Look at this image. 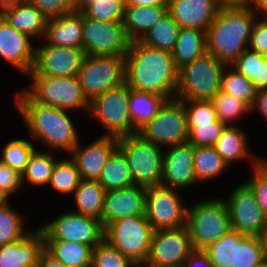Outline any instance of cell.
Returning <instances> with one entry per match:
<instances>
[{"instance_id": "1", "label": "cell", "mask_w": 267, "mask_h": 267, "mask_svg": "<svg viewBox=\"0 0 267 267\" xmlns=\"http://www.w3.org/2000/svg\"><path fill=\"white\" fill-rule=\"evenodd\" d=\"M178 72L171 52L130 42L125 54V83L130 89L175 98Z\"/></svg>"}, {"instance_id": "2", "label": "cell", "mask_w": 267, "mask_h": 267, "mask_svg": "<svg viewBox=\"0 0 267 267\" xmlns=\"http://www.w3.org/2000/svg\"><path fill=\"white\" fill-rule=\"evenodd\" d=\"M15 97L17 109L35 140H42L49 149L63 150L67 154L80 143L68 111L40 104L24 90Z\"/></svg>"}, {"instance_id": "3", "label": "cell", "mask_w": 267, "mask_h": 267, "mask_svg": "<svg viewBox=\"0 0 267 267\" xmlns=\"http://www.w3.org/2000/svg\"><path fill=\"white\" fill-rule=\"evenodd\" d=\"M258 15L250 7L221 6L207 31V52L231 65L248 48Z\"/></svg>"}, {"instance_id": "4", "label": "cell", "mask_w": 267, "mask_h": 267, "mask_svg": "<svg viewBox=\"0 0 267 267\" xmlns=\"http://www.w3.org/2000/svg\"><path fill=\"white\" fill-rule=\"evenodd\" d=\"M226 65L211 53H204L179 69L175 98L180 100H212L221 90Z\"/></svg>"}, {"instance_id": "5", "label": "cell", "mask_w": 267, "mask_h": 267, "mask_svg": "<svg viewBox=\"0 0 267 267\" xmlns=\"http://www.w3.org/2000/svg\"><path fill=\"white\" fill-rule=\"evenodd\" d=\"M187 228L193 249L204 250L231 229L224 199L199 201L187 210Z\"/></svg>"}, {"instance_id": "6", "label": "cell", "mask_w": 267, "mask_h": 267, "mask_svg": "<svg viewBox=\"0 0 267 267\" xmlns=\"http://www.w3.org/2000/svg\"><path fill=\"white\" fill-rule=\"evenodd\" d=\"M138 133L119 138L118 149L125 155L136 185H161L164 152Z\"/></svg>"}, {"instance_id": "7", "label": "cell", "mask_w": 267, "mask_h": 267, "mask_svg": "<svg viewBox=\"0 0 267 267\" xmlns=\"http://www.w3.org/2000/svg\"><path fill=\"white\" fill-rule=\"evenodd\" d=\"M153 233L146 215L128 216L111 222L104 229V240L139 264L148 259Z\"/></svg>"}, {"instance_id": "8", "label": "cell", "mask_w": 267, "mask_h": 267, "mask_svg": "<svg viewBox=\"0 0 267 267\" xmlns=\"http://www.w3.org/2000/svg\"><path fill=\"white\" fill-rule=\"evenodd\" d=\"M32 88L24 90L34 101L61 110L90 109V101L85 96L78 76L50 77L29 75Z\"/></svg>"}, {"instance_id": "9", "label": "cell", "mask_w": 267, "mask_h": 267, "mask_svg": "<svg viewBox=\"0 0 267 267\" xmlns=\"http://www.w3.org/2000/svg\"><path fill=\"white\" fill-rule=\"evenodd\" d=\"M130 88L124 82L90 102L91 118L99 120L106 136L122 137L138 133L133 128L129 111Z\"/></svg>"}, {"instance_id": "10", "label": "cell", "mask_w": 267, "mask_h": 267, "mask_svg": "<svg viewBox=\"0 0 267 267\" xmlns=\"http://www.w3.org/2000/svg\"><path fill=\"white\" fill-rule=\"evenodd\" d=\"M138 134L145 140L165 148L187 142L188 129L185 105L177 98L168 99L157 114L143 125Z\"/></svg>"}, {"instance_id": "11", "label": "cell", "mask_w": 267, "mask_h": 267, "mask_svg": "<svg viewBox=\"0 0 267 267\" xmlns=\"http://www.w3.org/2000/svg\"><path fill=\"white\" fill-rule=\"evenodd\" d=\"M78 78L85 96L91 102L125 82V55H86Z\"/></svg>"}, {"instance_id": "12", "label": "cell", "mask_w": 267, "mask_h": 267, "mask_svg": "<svg viewBox=\"0 0 267 267\" xmlns=\"http://www.w3.org/2000/svg\"><path fill=\"white\" fill-rule=\"evenodd\" d=\"M179 193L162 185L147 187L145 215L154 231L186 226L188 208Z\"/></svg>"}, {"instance_id": "13", "label": "cell", "mask_w": 267, "mask_h": 267, "mask_svg": "<svg viewBox=\"0 0 267 267\" xmlns=\"http://www.w3.org/2000/svg\"><path fill=\"white\" fill-rule=\"evenodd\" d=\"M39 228L43 231L45 240L72 241L93 248L104 240L101 220L71 210Z\"/></svg>"}, {"instance_id": "14", "label": "cell", "mask_w": 267, "mask_h": 267, "mask_svg": "<svg viewBox=\"0 0 267 267\" xmlns=\"http://www.w3.org/2000/svg\"><path fill=\"white\" fill-rule=\"evenodd\" d=\"M83 49L85 55H125L130 41L123 22H102L83 13Z\"/></svg>"}, {"instance_id": "15", "label": "cell", "mask_w": 267, "mask_h": 267, "mask_svg": "<svg viewBox=\"0 0 267 267\" xmlns=\"http://www.w3.org/2000/svg\"><path fill=\"white\" fill-rule=\"evenodd\" d=\"M228 206L231 229L246 236H261L266 230V221L256 196L251 188L242 183L225 200Z\"/></svg>"}, {"instance_id": "16", "label": "cell", "mask_w": 267, "mask_h": 267, "mask_svg": "<svg viewBox=\"0 0 267 267\" xmlns=\"http://www.w3.org/2000/svg\"><path fill=\"white\" fill-rule=\"evenodd\" d=\"M193 250L187 226L156 230L146 263L154 267H181Z\"/></svg>"}, {"instance_id": "17", "label": "cell", "mask_w": 267, "mask_h": 267, "mask_svg": "<svg viewBox=\"0 0 267 267\" xmlns=\"http://www.w3.org/2000/svg\"><path fill=\"white\" fill-rule=\"evenodd\" d=\"M85 56L84 49L45 43L36 48L33 68L28 75L78 76Z\"/></svg>"}, {"instance_id": "18", "label": "cell", "mask_w": 267, "mask_h": 267, "mask_svg": "<svg viewBox=\"0 0 267 267\" xmlns=\"http://www.w3.org/2000/svg\"><path fill=\"white\" fill-rule=\"evenodd\" d=\"M194 153L195 146L188 142L167 148V152H164L161 185L180 190L196 184Z\"/></svg>"}, {"instance_id": "19", "label": "cell", "mask_w": 267, "mask_h": 267, "mask_svg": "<svg viewBox=\"0 0 267 267\" xmlns=\"http://www.w3.org/2000/svg\"><path fill=\"white\" fill-rule=\"evenodd\" d=\"M119 147V138L103 135L86 147L78 143L69 155L83 180L98 181L102 168Z\"/></svg>"}, {"instance_id": "20", "label": "cell", "mask_w": 267, "mask_h": 267, "mask_svg": "<svg viewBox=\"0 0 267 267\" xmlns=\"http://www.w3.org/2000/svg\"><path fill=\"white\" fill-rule=\"evenodd\" d=\"M146 193L147 187L136 184L106 191L102 214L104 229L118 219L145 215Z\"/></svg>"}, {"instance_id": "21", "label": "cell", "mask_w": 267, "mask_h": 267, "mask_svg": "<svg viewBox=\"0 0 267 267\" xmlns=\"http://www.w3.org/2000/svg\"><path fill=\"white\" fill-rule=\"evenodd\" d=\"M31 37L14 29L0 15V56L15 69L29 74L32 71L36 48Z\"/></svg>"}, {"instance_id": "22", "label": "cell", "mask_w": 267, "mask_h": 267, "mask_svg": "<svg viewBox=\"0 0 267 267\" xmlns=\"http://www.w3.org/2000/svg\"><path fill=\"white\" fill-rule=\"evenodd\" d=\"M220 7L217 0H169L168 13L180 28L207 33Z\"/></svg>"}, {"instance_id": "23", "label": "cell", "mask_w": 267, "mask_h": 267, "mask_svg": "<svg viewBox=\"0 0 267 267\" xmlns=\"http://www.w3.org/2000/svg\"><path fill=\"white\" fill-rule=\"evenodd\" d=\"M45 250V238L40 228L23 239L0 246V267H37Z\"/></svg>"}, {"instance_id": "24", "label": "cell", "mask_w": 267, "mask_h": 267, "mask_svg": "<svg viewBox=\"0 0 267 267\" xmlns=\"http://www.w3.org/2000/svg\"><path fill=\"white\" fill-rule=\"evenodd\" d=\"M83 12L49 19L46 22L44 39L50 45L83 49Z\"/></svg>"}, {"instance_id": "25", "label": "cell", "mask_w": 267, "mask_h": 267, "mask_svg": "<svg viewBox=\"0 0 267 267\" xmlns=\"http://www.w3.org/2000/svg\"><path fill=\"white\" fill-rule=\"evenodd\" d=\"M0 15L17 31L31 38H44L47 20L31 3L4 8L0 10Z\"/></svg>"}, {"instance_id": "26", "label": "cell", "mask_w": 267, "mask_h": 267, "mask_svg": "<svg viewBox=\"0 0 267 267\" xmlns=\"http://www.w3.org/2000/svg\"><path fill=\"white\" fill-rule=\"evenodd\" d=\"M238 126H226L222 131L221 136L216 141L214 147L222 159L229 165L232 166L237 161L251 159L253 166H257L262 158L252 156L248 149V141L246 133L241 130Z\"/></svg>"}, {"instance_id": "27", "label": "cell", "mask_w": 267, "mask_h": 267, "mask_svg": "<svg viewBox=\"0 0 267 267\" xmlns=\"http://www.w3.org/2000/svg\"><path fill=\"white\" fill-rule=\"evenodd\" d=\"M167 13L168 6L125 7L123 24L129 41H140Z\"/></svg>"}, {"instance_id": "28", "label": "cell", "mask_w": 267, "mask_h": 267, "mask_svg": "<svg viewBox=\"0 0 267 267\" xmlns=\"http://www.w3.org/2000/svg\"><path fill=\"white\" fill-rule=\"evenodd\" d=\"M207 52V33L202 30L180 28L177 43L171 52L176 68L192 63Z\"/></svg>"}, {"instance_id": "29", "label": "cell", "mask_w": 267, "mask_h": 267, "mask_svg": "<svg viewBox=\"0 0 267 267\" xmlns=\"http://www.w3.org/2000/svg\"><path fill=\"white\" fill-rule=\"evenodd\" d=\"M93 249L78 242L45 240V250L67 267H92Z\"/></svg>"}, {"instance_id": "30", "label": "cell", "mask_w": 267, "mask_h": 267, "mask_svg": "<svg viewBox=\"0 0 267 267\" xmlns=\"http://www.w3.org/2000/svg\"><path fill=\"white\" fill-rule=\"evenodd\" d=\"M105 194V189L98 181L82 179L73 193L77 209L71 211L102 222Z\"/></svg>"}, {"instance_id": "31", "label": "cell", "mask_w": 267, "mask_h": 267, "mask_svg": "<svg viewBox=\"0 0 267 267\" xmlns=\"http://www.w3.org/2000/svg\"><path fill=\"white\" fill-rule=\"evenodd\" d=\"M167 99L152 92L130 89L129 111L133 128L138 130L150 121Z\"/></svg>"}, {"instance_id": "32", "label": "cell", "mask_w": 267, "mask_h": 267, "mask_svg": "<svg viewBox=\"0 0 267 267\" xmlns=\"http://www.w3.org/2000/svg\"><path fill=\"white\" fill-rule=\"evenodd\" d=\"M98 182L105 191L118 190L134 185L125 155L117 149L102 168Z\"/></svg>"}, {"instance_id": "33", "label": "cell", "mask_w": 267, "mask_h": 267, "mask_svg": "<svg viewBox=\"0 0 267 267\" xmlns=\"http://www.w3.org/2000/svg\"><path fill=\"white\" fill-rule=\"evenodd\" d=\"M230 67L249 79L256 90L267 88V59L262 53L247 48Z\"/></svg>"}, {"instance_id": "34", "label": "cell", "mask_w": 267, "mask_h": 267, "mask_svg": "<svg viewBox=\"0 0 267 267\" xmlns=\"http://www.w3.org/2000/svg\"><path fill=\"white\" fill-rule=\"evenodd\" d=\"M180 26L167 13L140 40L148 47L172 52L177 43Z\"/></svg>"}, {"instance_id": "35", "label": "cell", "mask_w": 267, "mask_h": 267, "mask_svg": "<svg viewBox=\"0 0 267 267\" xmlns=\"http://www.w3.org/2000/svg\"><path fill=\"white\" fill-rule=\"evenodd\" d=\"M228 168L214 146H195L194 171L198 182L216 178Z\"/></svg>"}, {"instance_id": "36", "label": "cell", "mask_w": 267, "mask_h": 267, "mask_svg": "<svg viewBox=\"0 0 267 267\" xmlns=\"http://www.w3.org/2000/svg\"><path fill=\"white\" fill-rule=\"evenodd\" d=\"M246 235L230 229L217 241L204 249L215 267H235L236 244Z\"/></svg>"}, {"instance_id": "37", "label": "cell", "mask_w": 267, "mask_h": 267, "mask_svg": "<svg viewBox=\"0 0 267 267\" xmlns=\"http://www.w3.org/2000/svg\"><path fill=\"white\" fill-rule=\"evenodd\" d=\"M82 178L72 158L56 161L48 183L53 190L60 194L72 195L79 186Z\"/></svg>"}, {"instance_id": "38", "label": "cell", "mask_w": 267, "mask_h": 267, "mask_svg": "<svg viewBox=\"0 0 267 267\" xmlns=\"http://www.w3.org/2000/svg\"><path fill=\"white\" fill-rule=\"evenodd\" d=\"M56 161L50 152H41L35 149L29 158L25 172L22 174L23 185L27 181L36 187L47 186Z\"/></svg>"}, {"instance_id": "39", "label": "cell", "mask_w": 267, "mask_h": 267, "mask_svg": "<svg viewBox=\"0 0 267 267\" xmlns=\"http://www.w3.org/2000/svg\"><path fill=\"white\" fill-rule=\"evenodd\" d=\"M221 91L242 100L251 108L257 90L249 79L226 65L222 75Z\"/></svg>"}, {"instance_id": "40", "label": "cell", "mask_w": 267, "mask_h": 267, "mask_svg": "<svg viewBox=\"0 0 267 267\" xmlns=\"http://www.w3.org/2000/svg\"><path fill=\"white\" fill-rule=\"evenodd\" d=\"M24 219L14 211L8 200L0 205V246L23 239L30 231L24 228Z\"/></svg>"}, {"instance_id": "41", "label": "cell", "mask_w": 267, "mask_h": 267, "mask_svg": "<svg viewBox=\"0 0 267 267\" xmlns=\"http://www.w3.org/2000/svg\"><path fill=\"white\" fill-rule=\"evenodd\" d=\"M212 102L217 119L226 126H232L233 122L240 121L244 114L251 111L245 102L221 90L213 97Z\"/></svg>"}, {"instance_id": "42", "label": "cell", "mask_w": 267, "mask_h": 267, "mask_svg": "<svg viewBox=\"0 0 267 267\" xmlns=\"http://www.w3.org/2000/svg\"><path fill=\"white\" fill-rule=\"evenodd\" d=\"M2 151L0 161L23 174L35 147L25 139H13L4 146Z\"/></svg>"}, {"instance_id": "43", "label": "cell", "mask_w": 267, "mask_h": 267, "mask_svg": "<svg viewBox=\"0 0 267 267\" xmlns=\"http://www.w3.org/2000/svg\"><path fill=\"white\" fill-rule=\"evenodd\" d=\"M124 12V0H91V5L83 13L102 22H123Z\"/></svg>"}, {"instance_id": "44", "label": "cell", "mask_w": 267, "mask_h": 267, "mask_svg": "<svg viewBox=\"0 0 267 267\" xmlns=\"http://www.w3.org/2000/svg\"><path fill=\"white\" fill-rule=\"evenodd\" d=\"M135 263L103 240L93 249L92 267H134Z\"/></svg>"}, {"instance_id": "45", "label": "cell", "mask_w": 267, "mask_h": 267, "mask_svg": "<svg viewBox=\"0 0 267 267\" xmlns=\"http://www.w3.org/2000/svg\"><path fill=\"white\" fill-rule=\"evenodd\" d=\"M262 249L258 236H245L236 244L235 267H260Z\"/></svg>"}, {"instance_id": "46", "label": "cell", "mask_w": 267, "mask_h": 267, "mask_svg": "<svg viewBox=\"0 0 267 267\" xmlns=\"http://www.w3.org/2000/svg\"><path fill=\"white\" fill-rule=\"evenodd\" d=\"M225 127L222 122L187 124V142L194 146H214Z\"/></svg>"}, {"instance_id": "47", "label": "cell", "mask_w": 267, "mask_h": 267, "mask_svg": "<svg viewBox=\"0 0 267 267\" xmlns=\"http://www.w3.org/2000/svg\"><path fill=\"white\" fill-rule=\"evenodd\" d=\"M185 105L187 124L220 122L212 100H182Z\"/></svg>"}, {"instance_id": "48", "label": "cell", "mask_w": 267, "mask_h": 267, "mask_svg": "<svg viewBox=\"0 0 267 267\" xmlns=\"http://www.w3.org/2000/svg\"><path fill=\"white\" fill-rule=\"evenodd\" d=\"M253 175L245 182L254 192L257 202L267 219V165L261 161L257 166H253Z\"/></svg>"}, {"instance_id": "49", "label": "cell", "mask_w": 267, "mask_h": 267, "mask_svg": "<svg viewBox=\"0 0 267 267\" xmlns=\"http://www.w3.org/2000/svg\"><path fill=\"white\" fill-rule=\"evenodd\" d=\"M46 18L55 19L76 11V0H28Z\"/></svg>"}, {"instance_id": "50", "label": "cell", "mask_w": 267, "mask_h": 267, "mask_svg": "<svg viewBox=\"0 0 267 267\" xmlns=\"http://www.w3.org/2000/svg\"><path fill=\"white\" fill-rule=\"evenodd\" d=\"M22 185V174L0 161V194L8 200Z\"/></svg>"}, {"instance_id": "51", "label": "cell", "mask_w": 267, "mask_h": 267, "mask_svg": "<svg viewBox=\"0 0 267 267\" xmlns=\"http://www.w3.org/2000/svg\"><path fill=\"white\" fill-rule=\"evenodd\" d=\"M248 48L259 53L267 48V16L254 23Z\"/></svg>"}, {"instance_id": "52", "label": "cell", "mask_w": 267, "mask_h": 267, "mask_svg": "<svg viewBox=\"0 0 267 267\" xmlns=\"http://www.w3.org/2000/svg\"><path fill=\"white\" fill-rule=\"evenodd\" d=\"M181 267H215L204 250L194 249Z\"/></svg>"}, {"instance_id": "53", "label": "cell", "mask_w": 267, "mask_h": 267, "mask_svg": "<svg viewBox=\"0 0 267 267\" xmlns=\"http://www.w3.org/2000/svg\"><path fill=\"white\" fill-rule=\"evenodd\" d=\"M256 109L267 121V88L256 91V97L251 107V112Z\"/></svg>"}, {"instance_id": "54", "label": "cell", "mask_w": 267, "mask_h": 267, "mask_svg": "<svg viewBox=\"0 0 267 267\" xmlns=\"http://www.w3.org/2000/svg\"><path fill=\"white\" fill-rule=\"evenodd\" d=\"M169 0H124L125 7L133 6H168Z\"/></svg>"}, {"instance_id": "55", "label": "cell", "mask_w": 267, "mask_h": 267, "mask_svg": "<svg viewBox=\"0 0 267 267\" xmlns=\"http://www.w3.org/2000/svg\"><path fill=\"white\" fill-rule=\"evenodd\" d=\"M37 267H67V266L56 260L52 255H50L46 250H44L40 255Z\"/></svg>"}, {"instance_id": "56", "label": "cell", "mask_w": 267, "mask_h": 267, "mask_svg": "<svg viewBox=\"0 0 267 267\" xmlns=\"http://www.w3.org/2000/svg\"><path fill=\"white\" fill-rule=\"evenodd\" d=\"M250 8L257 14L258 13L262 14L263 12L262 15L267 16V0H252V4L250 5Z\"/></svg>"}, {"instance_id": "57", "label": "cell", "mask_w": 267, "mask_h": 267, "mask_svg": "<svg viewBox=\"0 0 267 267\" xmlns=\"http://www.w3.org/2000/svg\"><path fill=\"white\" fill-rule=\"evenodd\" d=\"M252 0H222L225 7H250Z\"/></svg>"}, {"instance_id": "58", "label": "cell", "mask_w": 267, "mask_h": 267, "mask_svg": "<svg viewBox=\"0 0 267 267\" xmlns=\"http://www.w3.org/2000/svg\"><path fill=\"white\" fill-rule=\"evenodd\" d=\"M258 237L262 249V260L263 262L267 263V234L264 232L261 236Z\"/></svg>"}, {"instance_id": "59", "label": "cell", "mask_w": 267, "mask_h": 267, "mask_svg": "<svg viewBox=\"0 0 267 267\" xmlns=\"http://www.w3.org/2000/svg\"><path fill=\"white\" fill-rule=\"evenodd\" d=\"M28 0H0V9H4L10 6L27 3Z\"/></svg>"}, {"instance_id": "60", "label": "cell", "mask_w": 267, "mask_h": 267, "mask_svg": "<svg viewBox=\"0 0 267 267\" xmlns=\"http://www.w3.org/2000/svg\"><path fill=\"white\" fill-rule=\"evenodd\" d=\"M91 5V0H76V11L84 12Z\"/></svg>"}, {"instance_id": "61", "label": "cell", "mask_w": 267, "mask_h": 267, "mask_svg": "<svg viewBox=\"0 0 267 267\" xmlns=\"http://www.w3.org/2000/svg\"><path fill=\"white\" fill-rule=\"evenodd\" d=\"M134 267H154V266H151V265H149V264H147V263L145 262V263L135 264Z\"/></svg>"}, {"instance_id": "62", "label": "cell", "mask_w": 267, "mask_h": 267, "mask_svg": "<svg viewBox=\"0 0 267 267\" xmlns=\"http://www.w3.org/2000/svg\"><path fill=\"white\" fill-rule=\"evenodd\" d=\"M5 201H6V199L0 194V205Z\"/></svg>"}, {"instance_id": "63", "label": "cell", "mask_w": 267, "mask_h": 267, "mask_svg": "<svg viewBox=\"0 0 267 267\" xmlns=\"http://www.w3.org/2000/svg\"><path fill=\"white\" fill-rule=\"evenodd\" d=\"M262 55L264 56L265 59H267V48L263 51Z\"/></svg>"}, {"instance_id": "64", "label": "cell", "mask_w": 267, "mask_h": 267, "mask_svg": "<svg viewBox=\"0 0 267 267\" xmlns=\"http://www.w3.org/2000/svg\"><path fill=\"white\" fill-rule=\"evenodd\" d=\"M260 267H267V263L262 262V264L260 265Z\"/></svg>"}, {"instance_id": "65", "label": "cell", "mask_w": 267, "mask_h": 267, "mask_svg": "<svg viewBox=\"0 0 267 267\" xmlns=\"http://www.w3.org/2000/svg\"><path fill=\"white\" fill-rule=\"evenodd\" d=\"M262 161L267 165V159L266 158L262 159Z\"/></svg>"}, {"instance_id": "66", "label": "cell", "mask_w": 267, "mask_h": 267, "mask_svg": "<svg viewBox=\"0 0 267 267\" xmlns=\"http://www.w3.org/2000/svg\"><path fill=\"white\" fill-rule=\"evenodd\" d=\"M217 1L219 2L220 6H222V0H217Z\"/></svg>"}, {"instance_id": "67", "label": "cell", "mask_w": 267, "mask_h": 267, "mask_svg": "<svg viewBox=\"0 0 267 267\" xmlns=\"http://www.w3.org/2000/svg\"><path fill=\"white\" fill-rule=\"evenodd\" d=\"M265 233L267 234V221H266V230H265Z\"/></svg>"}]
</instances>
